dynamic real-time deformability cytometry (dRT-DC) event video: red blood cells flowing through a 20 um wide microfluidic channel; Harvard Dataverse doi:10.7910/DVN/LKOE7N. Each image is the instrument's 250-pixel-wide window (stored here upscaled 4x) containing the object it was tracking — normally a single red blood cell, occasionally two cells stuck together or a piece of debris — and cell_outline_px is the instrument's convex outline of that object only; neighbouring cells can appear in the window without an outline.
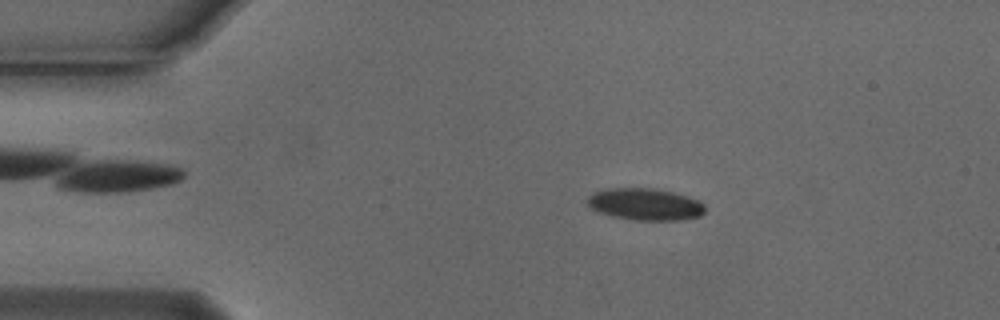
{"species": "Egyptian fruit bat (a non-hibernating species)", "species_latin": "Rousettus aegyptiacus", "temperature_condition": "cold", "stored_images_in_passage": 3, "camera_frame_rate_fps": 3000, "um_per_image_px": 0.085, "animal": {"sex": "male"}, "frame": {"image": 1, "passage_image": 2, "time_ms": 0.333, "image_size_px": [1000, 320], "cell_outline_px": [[704, 212], [700, 216], [680, 220], [636, 220], [612, 216], [600, 212], [592, 208], [588, 204], [588, 196], [592, 192], [604, 188], [652, 188], [672, 192], [700, 200], [704, 204]], "centroid_in_image_um": [54.83, 17.35], "position_along_channel_um": 30.2, "area_um2": 21.85}}